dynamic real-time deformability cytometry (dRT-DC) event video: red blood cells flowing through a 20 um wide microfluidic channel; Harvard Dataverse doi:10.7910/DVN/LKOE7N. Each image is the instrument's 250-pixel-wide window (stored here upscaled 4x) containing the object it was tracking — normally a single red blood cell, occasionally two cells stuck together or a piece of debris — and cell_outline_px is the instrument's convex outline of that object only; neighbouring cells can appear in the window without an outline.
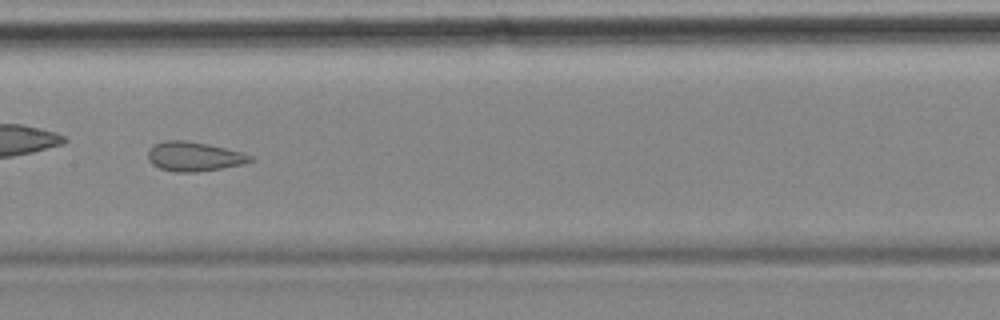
{"species": "common noctule bat (a hibernating species)", "species_latin": "Nyctalus noctula", "temperature_condition": "cold", "stored_images_in_passage": 40, "camera_frame_rate_fps": 3000, "um_per_image_px": 0.085, "animal": {"sex": "female", "body_mass_g": 18.4}, "frame": {"image": 1, "passage_image": 12, "time_ms": 3.667, "image_size_px": [1000, 320], "cell_outline_px": [[256, 160], [244, 164], [196, 172], [176, 172], [160, 168], [152, 164], [148, 160], [148, 152], [156, 144], [164, 140], [184, 140], [208, 144], [244, 152], [252, 156]], "centroid_in_image_um": [16.54, 13.3], "position_along_channel_um": 190.9, "area_um2": 17.51}, "authors_computed_cell_mechanics": {"area_um2": 18.7272, "velocity_mm_per_s": 3.5117, "shape_relaxation_time_tau1_ms": null, "shape_relaxation_time_tau2_ms": 1.8675, "deformation_change_tau1": null, "deformation_change_tau2": 0.0942}}